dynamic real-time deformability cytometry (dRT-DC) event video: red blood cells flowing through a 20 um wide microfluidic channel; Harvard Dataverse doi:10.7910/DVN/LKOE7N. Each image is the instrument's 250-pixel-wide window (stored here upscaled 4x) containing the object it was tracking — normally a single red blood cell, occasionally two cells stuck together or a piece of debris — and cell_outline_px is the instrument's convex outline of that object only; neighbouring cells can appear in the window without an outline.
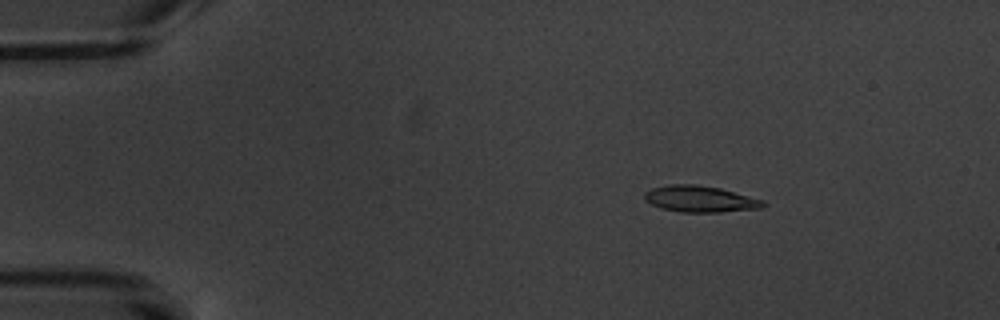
{"species": "common noctule bat (a hibernating species)", "species_latin": "Nyctalus noctula", "temperature_condition": "warm", "stored_images_in_passage": 4, "camera_frame_rate_fps": 3000, "um_per_image_px": 0.085, "animal": {"sex": "male", "body_mass_g": 20.1, "forearm_length_mm": 53.5}, "frame": {"image": 1, "passage_image": 1, "time_ms": 0.0, "image_size_px": [1000, 320], "cell_outline_px": [[768, 204], [760, 208], [720, 212], [680, 212], [664, 208], [652, 204], [644, 200], [644, 192], [652, 188], [668, 184], [696, 184], [720, 188], [764, 200]], "centroid_in_image_um": [59.51, 16.9], "position_along_channel_um": 25.5, "area_um2": 18.21}}
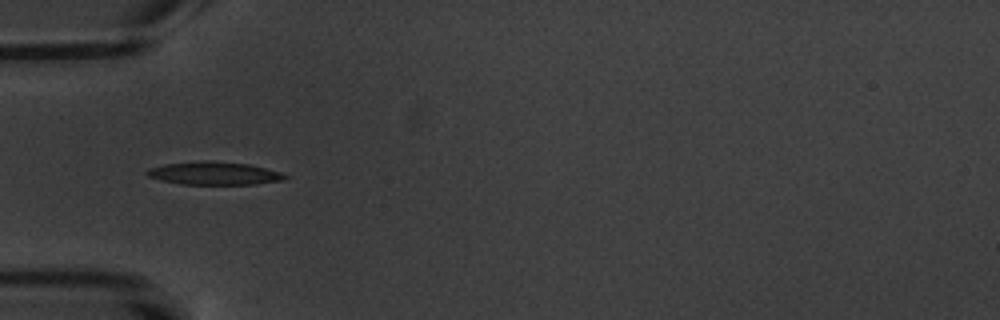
{"frame": {"image": 2, "passage_image": 4, "time_ms": 3.333, "image_size_px": [1000, 320], "cell_outline_px": [[288, 176], [284, 180], [256, 184], [180, 184], [160, 180], [148, 176], [144, 172], [148, 168], [164, 164], [204, 160], [216, 160], [248, 164], [280, 172]], "centroid_in_image_um": [18.17, 14.72], "position_along_channel_um": 66.8, "area_um2": 18.61}}